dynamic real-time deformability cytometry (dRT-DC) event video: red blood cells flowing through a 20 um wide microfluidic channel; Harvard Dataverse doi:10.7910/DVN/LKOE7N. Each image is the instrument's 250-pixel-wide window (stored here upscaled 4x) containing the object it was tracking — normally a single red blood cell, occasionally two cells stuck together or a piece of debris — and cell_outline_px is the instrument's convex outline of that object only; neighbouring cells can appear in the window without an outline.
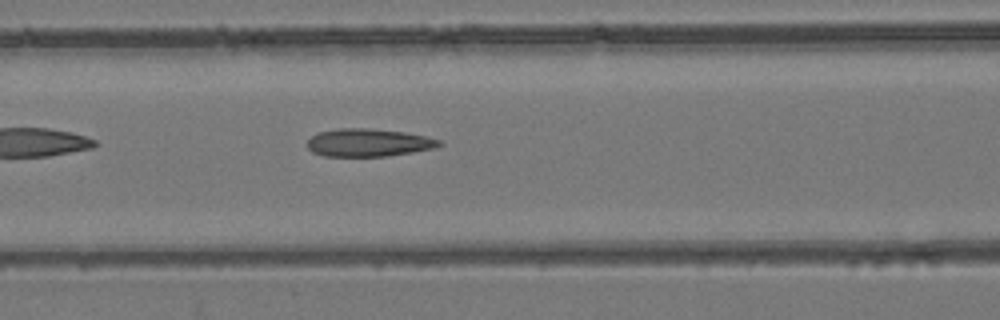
{"species": "common noctule bat (a hibernating species)", "species_latin": "Nyctalus noctula", "temperature_condition": "room temperature", "stored_images_in_passage": 38, "camera_frame_rate_fps": 3000, "um_per_image_px": 0.085, "animal": {"sex": "female", "body_mass_g": 24.6, "forearm_length_mm": 56.2}, "frame": {"image": 1, "passage_image": 7, "time_ms": 2.0, "image_size_px": [1000, 320], "cell_outline_px": [[444, 144], [432, 148], [412, 152], [388, 156], [324, 156], [312, 152], [308, 148], [308, 140], [316, 132], [340, 128], [368, 128], [404, 132], [428, 136], [440, 140]], "centroid_in_image_um": [31.31, 12.12], "position_along_channel_um": 135.3, "area_um2": 21.44}}
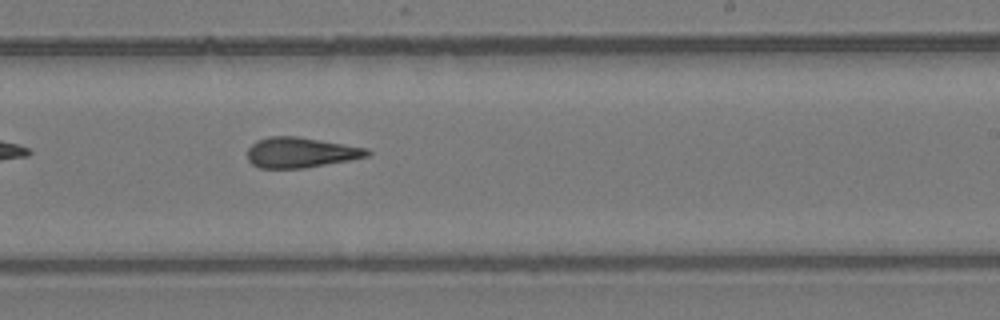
{"frame": {"image": 2, "passage_image": 17, "time_ms": 5.333, "image_size_px": [1000, 320], "cell_outline_px": [[372, 152], [368, 156], [348, 160], [304, 168], [260, 168], [252, 164], [248, 160], [248, 148], [256, 140], [268, 136], [296, 136], [368, 148]], "centroid_in_image_um": [25.54, 12.96], "position_along_channel_um": 263.5, "area_um2": 21.1}}
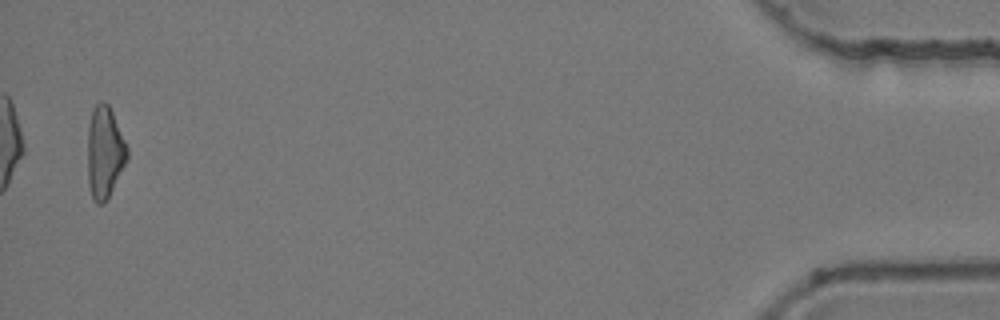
{"frame": {"image": 3, "passage_image": 37, "time_ms": 12.0, "image_size_px": [1000, 320], "cell_outline_px": [[128, 160], [108, 196], [100, 204], [96, 204], [92, 200], [88, 184], [88, 128], [92, 108], [100, 100], [108, 104], [112, 112], [128, 148]], "centroid_in_image_um": [8.89, 12.93], "position_along_channel_um": 426.3, "area_um2": 21.1}, "authors_computed_cell_mechanics": {"area_um2": 21.0392, "velocity_mm_per_s": 3.857, "shape_relaxation_time_tau1_ms": null, "shape_relaxation_time_tau2_ms": 3.717, "deformation_change_tau1": null, "deformation_change_tau2": 0.1433}}